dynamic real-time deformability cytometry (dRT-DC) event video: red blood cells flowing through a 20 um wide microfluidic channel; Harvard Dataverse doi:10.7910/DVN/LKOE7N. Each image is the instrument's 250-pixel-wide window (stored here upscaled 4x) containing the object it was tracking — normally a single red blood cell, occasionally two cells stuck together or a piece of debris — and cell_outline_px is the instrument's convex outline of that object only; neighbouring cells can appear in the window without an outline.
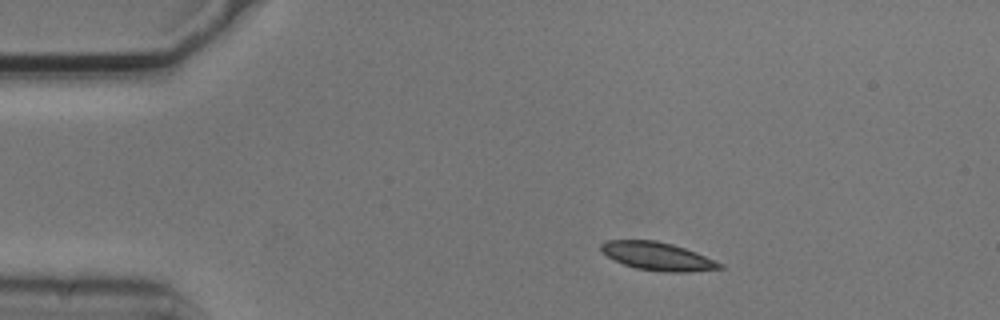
{"species": "common noctule bat (a hibernating species)", "species_latin": "Nyctalus noctula", "temperature_condition": "cold", "stored_images_in_passage": 9, "camera_frame_rate_fps": 3000, "um_per_image_px": 0.085, "animal": {"sex": "male", "body_mass_g": 20.5, "forearm_length_mm": 52.5}, "frame": {"image": 1, "passage_image": 1, "time_ms": 0.0, "image_size_px": [1000, 320], "cell_outline_px": [[724, 268], [688, 272], [664, 272], [636, 268], [624, 264], [600, 252], [600, 244], [604, 240], [656, 240], [672, 244], [696, 252], [724, 264]], "centroid_in_image_um": [55.89, 21.78], "position_along_channel_um": 29.1, "area_um2": 19.48}}
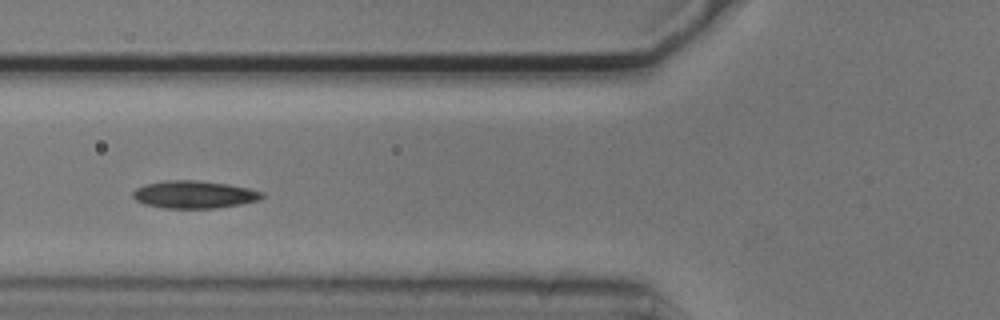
{"frame": {"image": 2, "passage_image": 4, "time_ms": 1.0, "image_size_px": [1000, 320], "cell_outline_px": [[264, 196], [260, 200], [240, 204], [216, 208], [164, 208], [144, 204], [136, 200], [132, 196], [132, 192], [136, 188], [144, 184], [164, 180], [196, 180], [228, 184], [248, 188], [264, 192]], "centroid_in_image_um": [16.49, 16.53], "position_along_channel_um": 109.3, "area_um2": 20.87}}
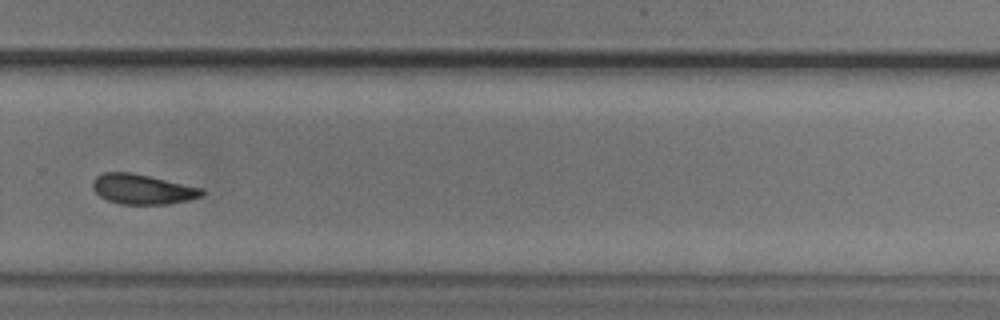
{"frame": {"image": 3, "passage_image": 9, "time_ms": 2.667, "image_size_px": [1000, 320], "cell_outline_px": [[204, 196], [188, 200], [168, 204], [120, 204], [108, 200], [100, 196], [92, 188], [92, 180], [96, 176], [104, 172], [132, 172], [204, 188]], "centroid_in_image_um": [12.12, 16.07], "position_along_channel_um": 317.7, "area_um2": 19.25}}